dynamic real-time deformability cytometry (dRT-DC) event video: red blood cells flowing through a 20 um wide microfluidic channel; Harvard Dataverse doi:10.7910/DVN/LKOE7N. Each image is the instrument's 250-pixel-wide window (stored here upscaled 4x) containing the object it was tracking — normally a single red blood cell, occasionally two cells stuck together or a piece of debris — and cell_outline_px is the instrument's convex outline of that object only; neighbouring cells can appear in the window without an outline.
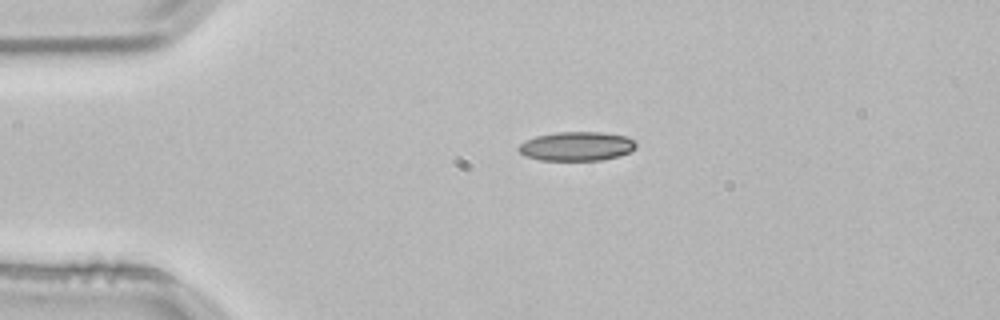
{"species": "common noctule bat (a hibernating species)", "species_latin": "Nyctalus noctula", "temperature_condition": "room temperature", "stored_images_in_passage": 2, "camera_frame_rate_fps": 3000, "um_per_image_px": 0.085, "animal": {"sex": "male", "body_mass_g": 21.5, "forearm_length_mm": 52.0}, "frame": {"image": 1, "passage_image": 1, "time_ms": 0.0, "image_size_px": [1000, 320], "cell_outline_px": [[636, 148], [632, 152], [620, 156], [600, 160], [540, 160], [524, 156], [516, 148], [524, 140], [536, 136], [556, 132], [600, 132], [624, 136], [632, 140], [636, 144]], "centroid_in_image_um": [48.99, 12.44], "position_along_channel_um": 36.0, "area_um2": 20.0}}